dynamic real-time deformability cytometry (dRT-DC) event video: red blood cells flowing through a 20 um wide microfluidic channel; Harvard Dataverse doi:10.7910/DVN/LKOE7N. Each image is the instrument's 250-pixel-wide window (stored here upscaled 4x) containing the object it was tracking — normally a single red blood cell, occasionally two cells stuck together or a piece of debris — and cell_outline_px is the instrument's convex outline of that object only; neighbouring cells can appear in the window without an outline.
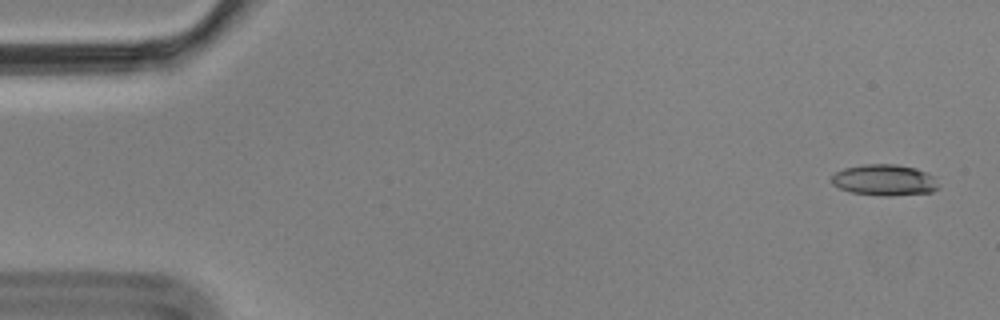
{"species": "Egyptian fruit bat (a non-hibernating species)", "species_latin": "Rousettus aegyptiacus", "temperature_condition": "cold", "stored_images_in_passage": 5, "camera_frame_rate_fps": 3000, "um_per_image_px": 0.085, "animal": {"sex": "male"}, "frame": {"image": 1, "passage_image": 1, "time_ms": 0.0, "image_size_px": [1000, 320], "cell_outline_px": [[940, 188], [932, 192], [888, 196], [880, 196], [852, 192], [840, 188], [832, 184], [832, 176], [836, 172], [844, 168], [864, 164], [896, 164], [916, 168], [932, 176]], "centroid_in_image_um": [75.17, 15.3], "position_along_channel_um": 9.8, "area_um2": 19.31}}